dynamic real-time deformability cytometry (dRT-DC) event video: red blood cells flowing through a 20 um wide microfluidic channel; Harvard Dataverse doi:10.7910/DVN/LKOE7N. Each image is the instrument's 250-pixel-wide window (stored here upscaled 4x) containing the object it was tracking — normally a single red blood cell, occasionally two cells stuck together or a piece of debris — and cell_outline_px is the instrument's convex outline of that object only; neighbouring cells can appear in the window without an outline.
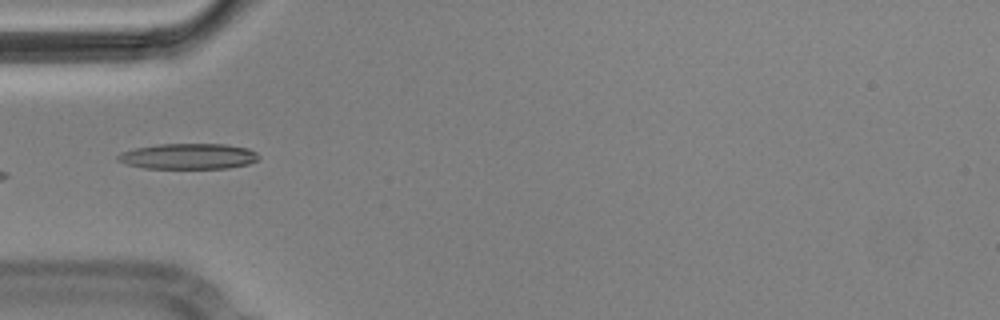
{"species": "Egyptian fruit bat (a non-hibernating species)", "species_latin": "Rousettus aegyptiacus", "temperature_condition": "cold", "stored_images_in_passage": 8, "camera_frame_rate_fps": 3000, "um_per_image_px": 0.085, "animal": {"sex": "male"}, "frame": {"image": 1, "passage_image": 5, "time_ms": 1.333, "image_size_px": [1000, 320], "cell_outline_px": [[260, 156], [256, 160], [248, 164], [228, 168], [144, 168], [128, 164], [116, 160], [116, 156], [120, 152], [136, 148], [156, 144], [224, 144], [248, 148], [256, 152]], "centroid_in_image_um": [16.0, 13.28], "position_along_channel_um": 69.0, "area_um2": 21.04}}
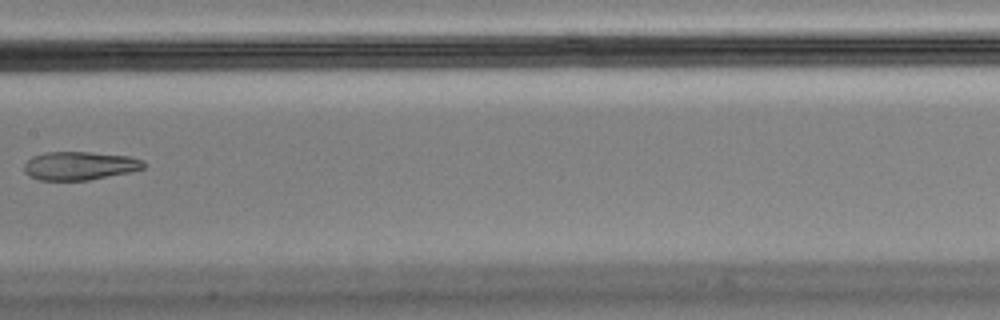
{"frame": {"image": 2, "passage_image": 8, "time_ms": 2.333, "image_size_px": [1000, 320], "cell_outline_px": [[144, 168], [128, 172], [88, 180], [40, 180], [28, 176], [24, 172], [24, 164], [32, 156], [44, 152], [92, 152], [128, 156], [144, 160]], "centroid_in_image_um": [6.73, 14.08], "position_along_channel_um": 200.7, "area_um2": 19.77}}